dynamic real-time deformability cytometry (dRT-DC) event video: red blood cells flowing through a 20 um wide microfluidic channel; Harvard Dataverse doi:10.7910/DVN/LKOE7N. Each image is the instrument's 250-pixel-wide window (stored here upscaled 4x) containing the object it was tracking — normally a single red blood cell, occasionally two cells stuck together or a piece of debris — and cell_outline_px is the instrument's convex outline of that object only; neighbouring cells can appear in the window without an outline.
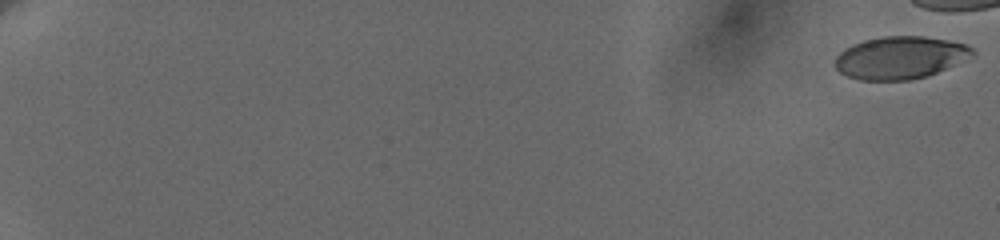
{"species": "human", "species_latin": "Homo sapiens", "temperature_condition": "cold", "stored_images_in_passage": 24, "camera_frame_rate_fps": 3000, "um_per_image_px": 0.085, "donor": {"sex": "female"}, "frame": {"image": 1, "passage_image": 1, "time_ms": 0.0, "image_size_px": [1000, 240], "cell_outline_px": [[976, 56], [928, 76], [908, 80], [860, 80], [848, 76], [840, 72], [836, 68], [836, 56], [844, 48], [852, 44], [864, 40], [880, 36], [924, 36], [948, 40], [968, 44], [976, 52]], "centroid_in_image_um": [76.57, 4.89], "position_along_channel_um": 8.4, "area_um2": 34.39}}
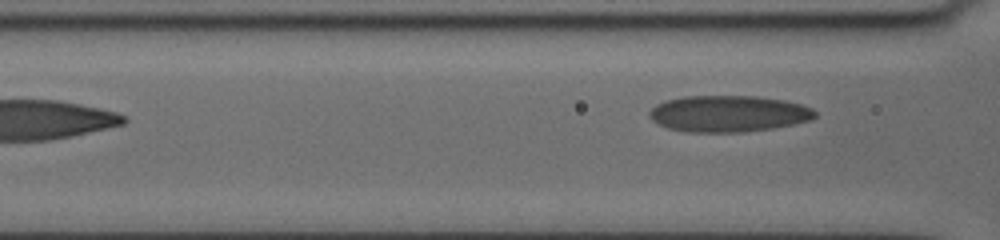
{"frame": {"image": 2, "passage_image": 24, "time_ms": 10.667, "image_size_px": [1000, 240], "cell_outline_px": [[816, 116], [812, 120], [772, 128], [740, 132], [688, 132], [668, 128], [652, 120], [648, 116], [648, 112], [656, 104], [664, 100], [684, 96], [756, 96], [784, 100], [800, 104], [812, 108], [816, 112]], "centroid_in_image_um": [61.9, 9.65], "position_along_channel_um": 104.7, "area_um2": 35.2}}